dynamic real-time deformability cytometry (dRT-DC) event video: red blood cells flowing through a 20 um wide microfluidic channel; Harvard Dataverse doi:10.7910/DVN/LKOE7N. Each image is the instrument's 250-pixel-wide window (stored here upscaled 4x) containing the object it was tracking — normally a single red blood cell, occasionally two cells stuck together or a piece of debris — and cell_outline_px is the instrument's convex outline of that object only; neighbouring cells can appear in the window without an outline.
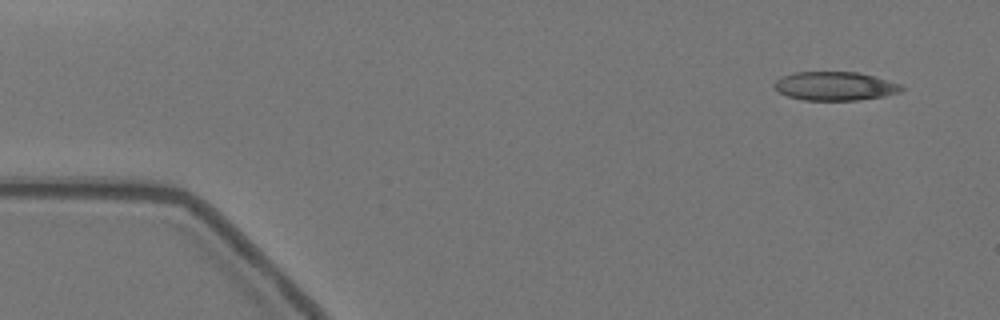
{"species": "Egyptian fruit bat (a non-hibernating species)", "species_latin": "Rousettus aegyptiacus", "temperature_condition": "warm", "stored_images_in_passage": 17, "camera_frame_rate_fps": 3000, "um_per_image_px": 0.085, "animal": {"sex": "female"}, "frame": {"image": 1, "passage_image": 1, "time_ms": 0.0, "image_size_px": [1000, 320], "cell_outline_px": [[904, 88], [900, 92], [884, 96], [856, 100], [804, 100], [788, 96], [780, 92], [772, 84], [776, 80], [784, 76], [796, 72], [856, 72], [872, 76], [900, 84]], "centroid_in_image_um": [70.96, 7.32], "position_along_channel_um": 14.0, "area_um2": 20.98}}
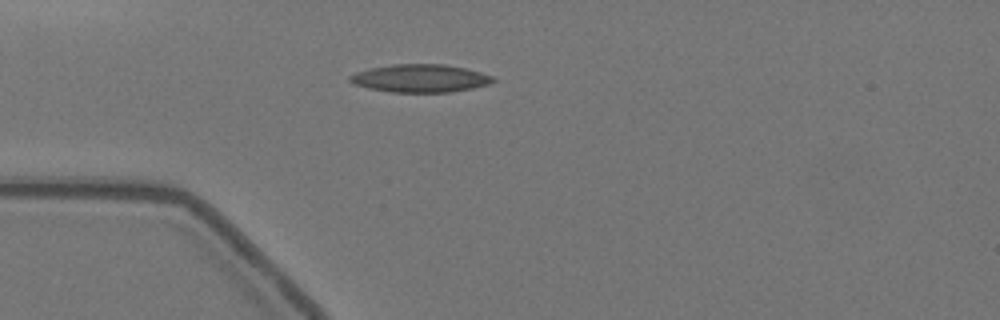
{"frame": {"image": 2, "passage_image": 12, "time_ms": 3.667, "image_size_px": [1000, 320], "cell_outline_px": [[496, 80], [488, 84], [472, 88], [452, 92], [392, 92], [368, 88], [356, 84], [348, 80], [348, 76], [356, 72], [368, 68], [392, 64], [444, 64], [464, 68], [480, 72], [492, 76]], "centroid_in_image_um": [35.69, 6.65], "position_along_channel_um": 49.3, "area_um2": 23.24}}
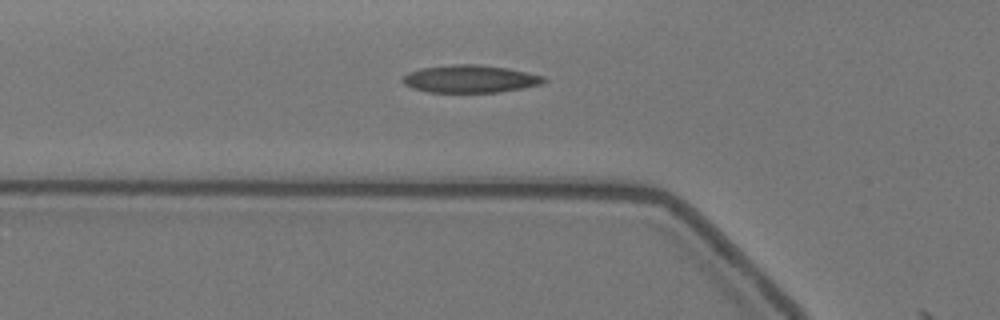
{"frame": {"image": 3, "passage_image": 16, "time_ms": 5.0, "image_size_px": [1000, 320], "cell_outline_px": [[548, 80], [544, 84], [524, 88], [500, 92], [428, 92], [412, 88], [404, 84], [400, 80], [408, 72], [420, 68], [452, 64], [472, 64], [508, 68], [544, 76]], "centroid_in_image_um": [39.97, 6.71], "position_along_channel_um": 85.8, "area_um2": 22.89}}